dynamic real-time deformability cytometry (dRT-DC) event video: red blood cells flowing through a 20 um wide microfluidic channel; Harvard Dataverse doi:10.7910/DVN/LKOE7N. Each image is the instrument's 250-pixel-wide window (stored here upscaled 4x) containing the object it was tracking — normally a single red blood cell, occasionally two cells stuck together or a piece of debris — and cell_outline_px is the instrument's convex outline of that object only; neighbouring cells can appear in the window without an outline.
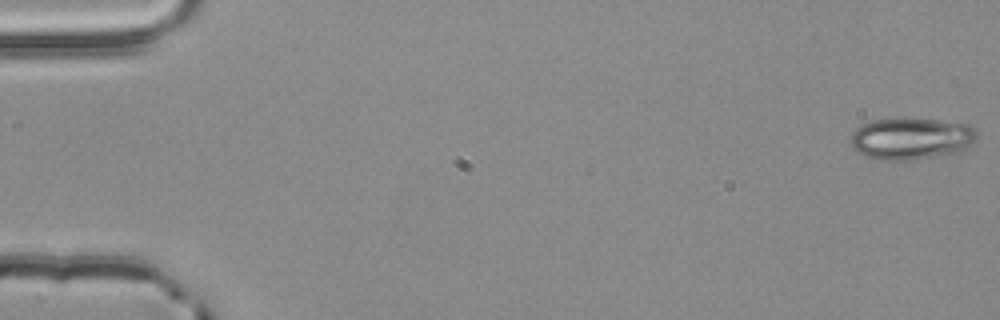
{"species": "common noctule bat (a hibernating species)", "species_latin": "Nyctalus noctula", "temperature_condition": "room temperature", "stored_images_in_passage": 12, "camera_frame_rate_fps": 3000, "um_per_image_px": 0.085, "animal": {"sex": "male", "body_mass_g": 20.4}, "frame": {"image": 1, "passage_image": 1, "time_ms": 0.0, "image_size_px": [1000, 320], "cell_outline_px": [[976, 136], [960, 152], [916, 160], [876, 160], [852, 148], [848, 140], [852, 132], [856, 128], [872, 120], [940, 120], [972, 124], [976, 128]], "centroid_in_image_um": [77.44, 11.8], "position_along_channel_um": 7.6, "area_um2": 30.52}}